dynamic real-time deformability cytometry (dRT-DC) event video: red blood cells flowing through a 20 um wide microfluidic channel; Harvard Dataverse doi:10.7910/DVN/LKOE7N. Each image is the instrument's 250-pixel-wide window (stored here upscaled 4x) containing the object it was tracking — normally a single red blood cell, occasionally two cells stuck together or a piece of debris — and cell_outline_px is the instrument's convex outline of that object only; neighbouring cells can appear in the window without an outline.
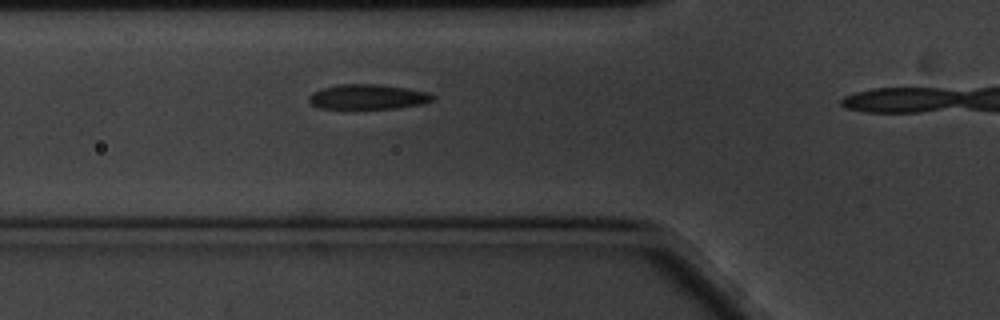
{"species": "common noctule bat (a hibernating species)", "species_latin": "Nyctalus noctula", "temperature_condition": "cold", "stored_images_in_passage": 17, "camera_frame_rate_fps": 3000, "um_per_image_px": 0.085, "animal": {"sex": "male", "body_mass_g": 20.1, "forearm_length_mm": 53.5}, "frame": {"image": 1, "passage_image": 12, "time_ms": 3.667, "image_size_px": [1000, 320], "cell_outline_px": [[436, 96], [432, 100], [424, 104], [396, 108], [320, 108], [312, 104], [308, 100], [308, 96], [312, 92], [320, 88], [340, 84], [380, 84], [408, 88], [428, 92]], "centroid_in_image_um": [31.28, 8.22], "position_along_channel_um": 94.5, "area_um2": 18.09}}
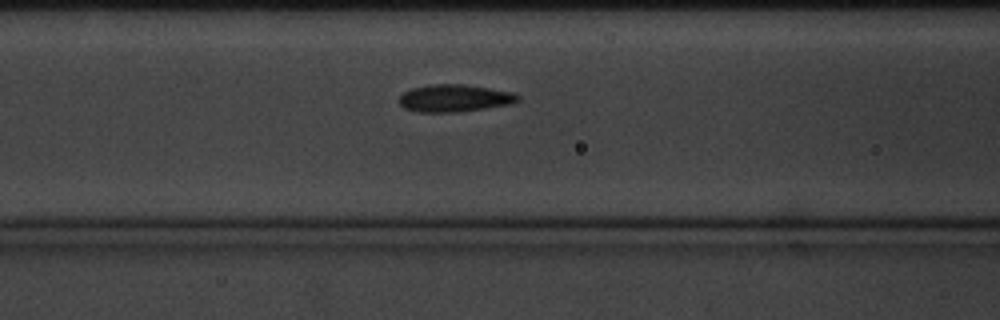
{"frame": {"image": 2, "passage_image": 15, "time_ms": 4.667, "image_size_px": [1000, 320], "cell_outline_px": [[520, 100], [512, 104], [456, 112], [420, 112], [404, 108], [400, 104], [400, 96], [404, 92], [412, 88], [432, 84], [464, 84], [516, 92], [520, 96]], "centroid_in_image_um": [38.68, 8.34], "position_along_channel_um": 127.9, "area_um2": 18.96}}